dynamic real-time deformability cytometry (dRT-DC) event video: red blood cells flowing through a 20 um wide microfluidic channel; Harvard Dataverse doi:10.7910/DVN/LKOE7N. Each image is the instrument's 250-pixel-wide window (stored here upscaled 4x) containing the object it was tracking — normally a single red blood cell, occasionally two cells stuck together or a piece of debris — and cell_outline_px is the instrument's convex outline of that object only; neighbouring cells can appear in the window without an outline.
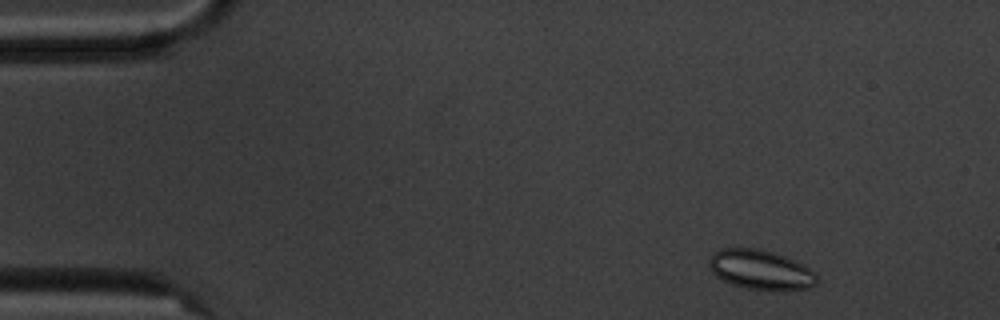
{"species": "common noctule bat (a hibernating species)", "species_latin": "Nyctalus noctula", "temperature_condition": "cold", "stored_images_in_passage": 4, "camera_frame_rate_fps": 3000, "um_per_image_px": 0.085, "animal": {"sex": "male", "body_mass_g": 20.1, "forearm_length_mm": 53.5}, "frame": {"image": 1, "passage_image": 1, "time_ms": 0.0, "image_size_px": [1000, 320], "cell_outline_px": [[816, 284], [808, 288], [748, 288], [732, 284], [716, 276], [712, 272], [708, 264], [708, 260], [712, 252], [720, 248], [756, 248], [772, 252], [784, 256], [804, 264], [816, 276]], "centroid_in_image_um": [64.57, 22.88], "position_along_channel_um": 20.4, "area_um2": 24.22}}